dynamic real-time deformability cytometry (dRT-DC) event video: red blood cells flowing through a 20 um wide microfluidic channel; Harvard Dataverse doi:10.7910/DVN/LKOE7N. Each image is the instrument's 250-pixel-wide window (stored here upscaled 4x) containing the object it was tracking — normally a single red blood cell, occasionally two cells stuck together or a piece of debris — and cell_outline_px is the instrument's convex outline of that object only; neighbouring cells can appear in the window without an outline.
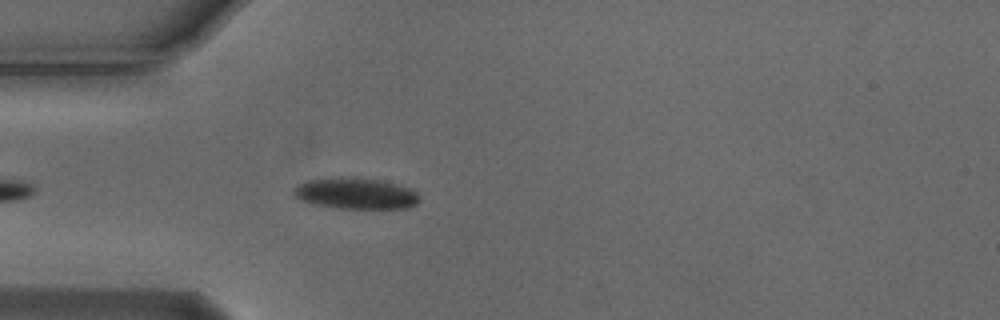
{"species": "Egyptian fruit bat (a non-hibernating species)", "species_latin": "Rousettus aegyptiacus", "temperature_condition": "cold", "stored_images_in_passage": 2, "camera_frame_rate_fps": 3000, "um_per_image_px": 0.085, "animal": {"sex": "male"}, "frame": {"image": 1, "passage_image": 2, "time_ms": 0.333, "image_size_px": [1000, 320], "cell_outline_px": [[420, 200], [416, 204], [408, 208], [340, 208], [312, 204], [300, 200], [292, 192], [292, 188], [308, 180], [352, 176], [380, 180], [396, 184], [408, 188], [416, 192]], "centroid_in_image_um": [30.22, 16.44], "position_along_channel_um": 54.8, "area_um2": 22.77}}